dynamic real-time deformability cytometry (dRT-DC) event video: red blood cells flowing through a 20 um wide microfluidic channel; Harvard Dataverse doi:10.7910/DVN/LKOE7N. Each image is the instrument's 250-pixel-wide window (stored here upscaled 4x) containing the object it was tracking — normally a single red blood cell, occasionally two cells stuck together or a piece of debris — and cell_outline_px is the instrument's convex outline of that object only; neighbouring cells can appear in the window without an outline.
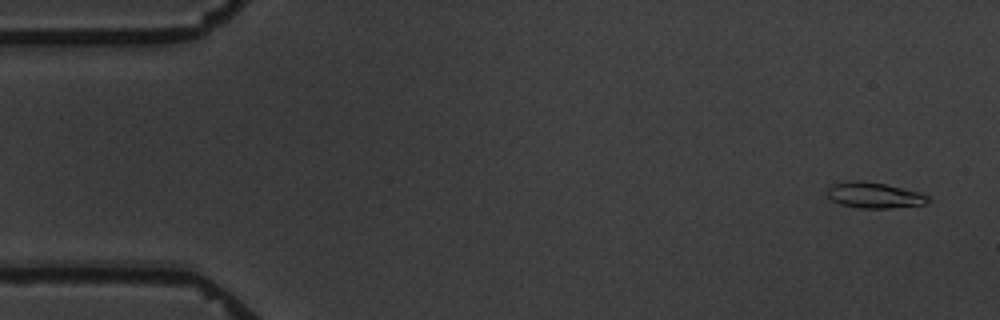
{"species": "common noctule bat (a hibernating species)", "species_latin": "Nyctalus noctula", "temperature_condition": "warm", "stored_images_in_passage": 4, "camera_frame_rate_fps": 3000, "um_per_image_px": 0.085, "animal": {"sex": "male", "body_mass_g": 19.5, "forearm_length_mm": 54.6}, "frame": {"image": 1, "passage_image": 1, "time_ms": 0.0, "image_size_px": [1000, 320], "cell_outline_px": [[932, 200], [928, 204], [892, 208], [860, 208], [840, 204], [832, 200], [828, 196], [828, 188], [832, 184], [852, 180], [860, 180], [884, 184], [920, 192], [928, 196]], "centroid_in_image_um": [74.35, 16.6], "position_along_channel_um": 10.6, "area_um2": 15.2}}